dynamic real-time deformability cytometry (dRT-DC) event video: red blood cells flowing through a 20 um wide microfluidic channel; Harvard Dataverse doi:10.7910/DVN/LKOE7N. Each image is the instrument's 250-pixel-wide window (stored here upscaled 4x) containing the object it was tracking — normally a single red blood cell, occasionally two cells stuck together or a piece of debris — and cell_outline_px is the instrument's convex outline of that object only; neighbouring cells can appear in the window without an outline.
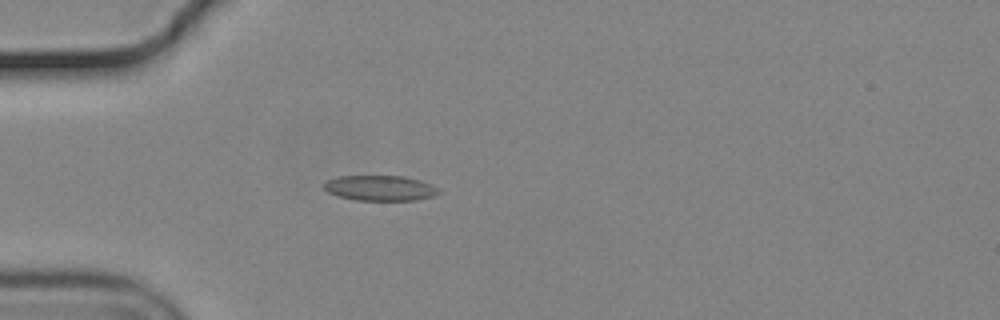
{"species": "common noctule bat (a hibernating species)", "species_latin": "Nyctalus noctula", "temperature_condition": "cold", "stored_images_in_passage": 41, "camera_frame_rate_fps": 3000, "um_per_image_px": 0.085, "animal": {"sex": "male", "body_mass_g": 19.2, "forearm_length_mm": 51.8}, "frame": {"image": 1, "passage_image": 2, "time_ms": 0.333, "image_size_px": [1000, 320], "cell_outline_px": [[440, 192], [436, 196], [416, 200], [352, 200], [336, 196], [328, 192], [324, 188], [324, 184], [328, 180], [336, 176], [404, 176], [420, 180], [432, 184]], "centroid_in_image_um": [32.3, 15.99], "position_along_channel_um": 52.7, "area_um2": 17.05}}
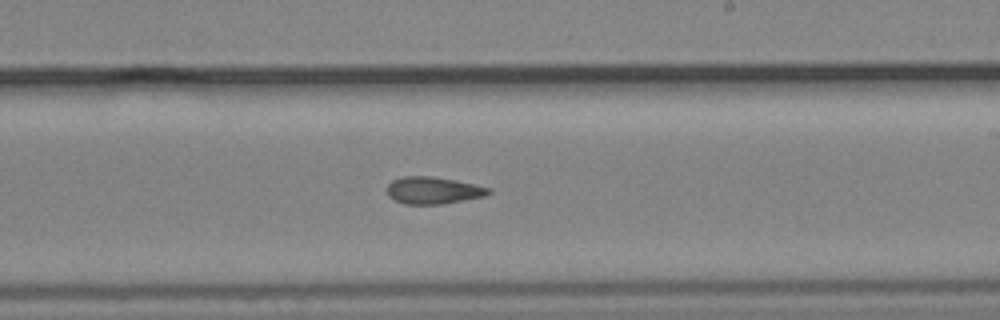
{"frame": {"image": 2, "passage_image": 19, "time_ms": 6.0, "image_size_px": [1000, 320], "cell_outline_px": [[492, 192], [484, 196], [444, 204], [404, 204], [392, 200], [388, 196], [388, 184], [392, 180], [404, 176], [432, 176], [492, 188]], "centroid_in_image_um": [36.8, 16.19], "position_along_channel_um": 252.2, "area_um2": 16.01}}
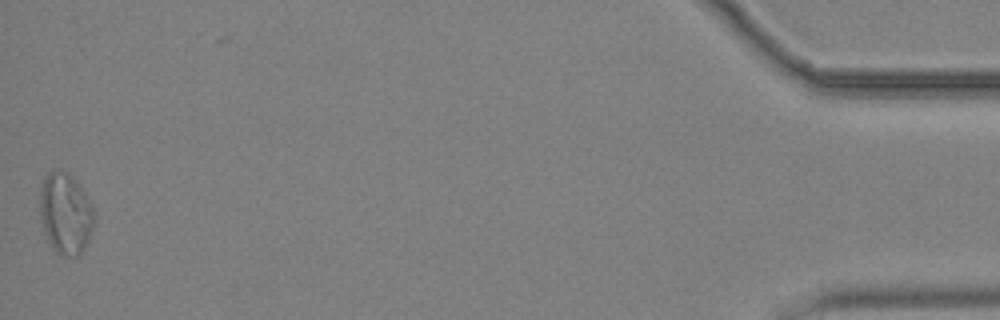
{"frame": {"image": 3, "passage_image": 41, "time_ms": 13.333, "image_size_px": [1000, 320], "cell_outline_px": [[92, 228], [84, 252], [80, 256], [64, 256], [56, 252], [48, 244], [44, 232], [40, 216], [40, 188], [48, 172], [64, 172], [72, 176], [80, 184], [92, 208]], "centroid_in_image_um": [5.54, 18.2], "position_along_channel_um": 429.7, "area_um2": 25.43}, "authors_computed_cell_mechanics": {"area_um2": 16.6464, "velocity_mm_per_s": 3.7074, "shape_relaxation_time_tau1_ms": null, "shape_relaxation_time_tau2_ms": 3.995, "deformation_change_tau1": null, "deformation_change_tau2": 0.1216}}